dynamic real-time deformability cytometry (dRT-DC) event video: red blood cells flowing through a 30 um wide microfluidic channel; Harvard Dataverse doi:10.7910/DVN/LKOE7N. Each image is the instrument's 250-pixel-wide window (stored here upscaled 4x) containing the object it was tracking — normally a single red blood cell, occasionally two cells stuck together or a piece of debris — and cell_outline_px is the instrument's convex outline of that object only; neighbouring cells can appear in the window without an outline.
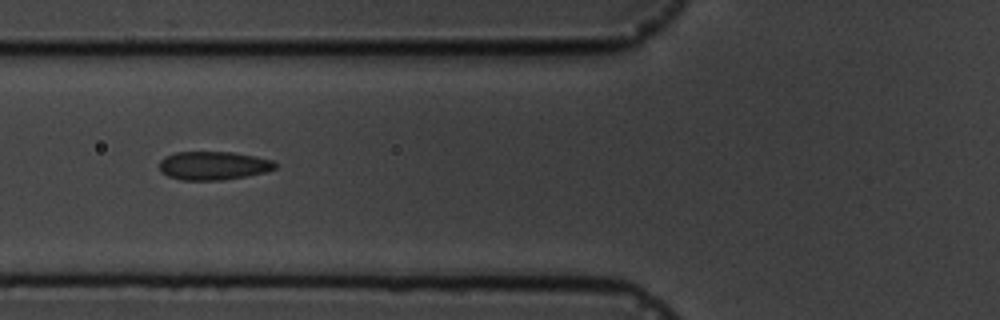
{"species": "common noctule bat (a hibernating species)", "species_latin": "Nyctalus noctula", "temperature_condition": "cold", "stored_images_in_passage": 14, "camera_frame_rate_fps": 3000, "um_per_image_px": 0.085, "animal": {"sex": "male", "body_mass_g": 19.5, "forearm_length_mm": 54.6}, "frame": {"image": 1, "passage_image": 5, "time_ms": 5.333, "image_size_px": [1000, 320], "cell_outline_px": [[276, 168], [264, 172], [248, 176], [220, 180], [180, 180], [168, 176], [160, 172], [160, 160], [164, 156], [176, 152], [232, 152], [256, 156], [272, 160], [276, 164]], "centroid_in_image_um": [18.11, 14.08], "position_along_channel_um": 107.7, "area_um2": 19.31}}
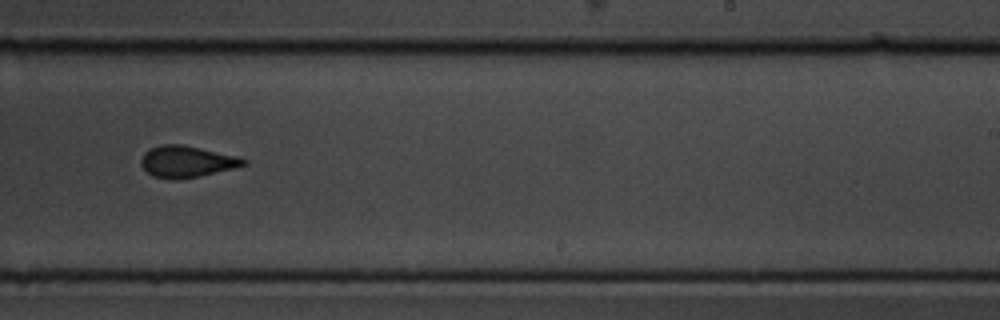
{"frame": {"image": 2, "passage_image": 9, "time_ms": 10.0, "image_size_px": [1000, 320], "cell_outline_px": [[248, 164], [200, 176], [152, 176], [140, 164], [140, 160], [144, 152], [148, 148], [160, 144], [180, 144], [240, 156], [248, 160]], "centroid_in_image_um": [15.9, 13.67], "position_along_channel_um": 273.1, "area_um2": 18.26}}
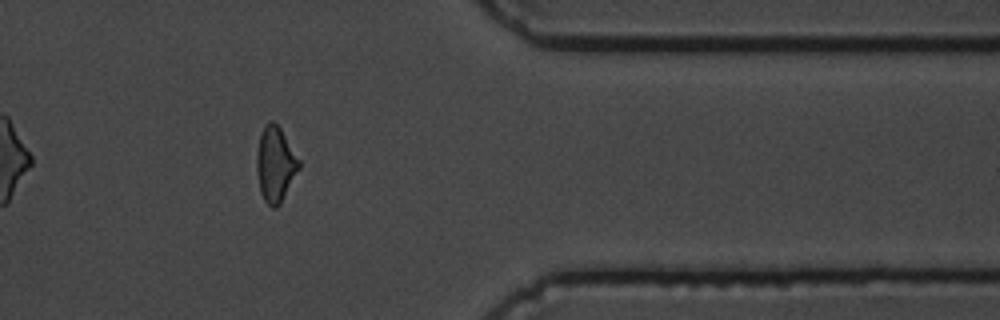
{"frame": {"image": 3, "passage_image": 12, "time_ms": 13.667, "image_size_px": [1000, 320], "cell_outline_px": [[300, 168], [280, 204], [276, 208], [272, 208], [264, 200], [260, 192], [256, 172], [256, 152], [260, 136], [264, 124], [268, 120], [272, 120], [280, 128], [300, 160]], "centroid_in_image_um": [23.39, 13.96], "position_along_channel_um": 388.0, "area_um2": 18.67}, "authors_computed_cell_mechanics": {"area_um2": 19.2474, "velocity_mm_per_s": 3.5539, "shape_relaxation_time_tau1_ms": 4.4386, "shape_relaxation_time_tau2_ms": 1.6184, "deformation_change_tau1": 0.0913, "deformation_change_tau2": 0.0481}}